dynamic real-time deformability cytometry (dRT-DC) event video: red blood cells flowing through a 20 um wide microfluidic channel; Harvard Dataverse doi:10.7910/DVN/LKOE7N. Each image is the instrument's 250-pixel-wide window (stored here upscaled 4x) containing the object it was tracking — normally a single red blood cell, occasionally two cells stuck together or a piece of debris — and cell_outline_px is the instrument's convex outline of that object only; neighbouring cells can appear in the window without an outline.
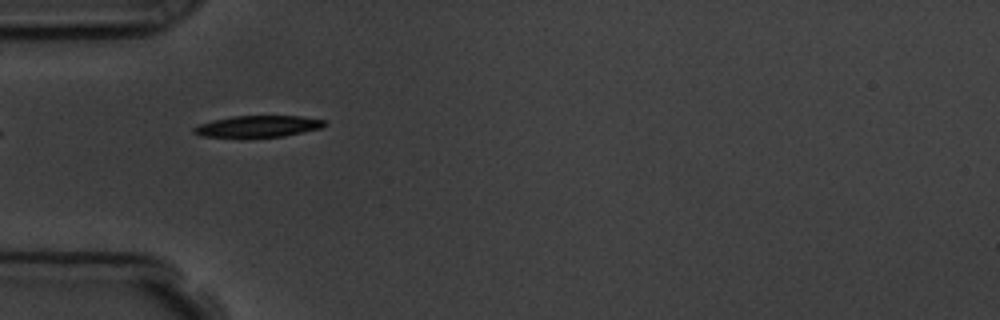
{"species": "common noctule bat (a hibernating species)", "species_latin": "Nyctalus noctula", "temperature_condition": "room temperature", "stored_images_in_passage": 4, "camera_frame_rate_fps": 3000, "um_per_image_px": 0.085, "animal": {"sex": "male", "body_mass_g": 19.5, "forearm_length_mm": 54.6}, "frame": {"image": 1, "passage_image": 3, "time_ms": 2.333, "image_size_px": [1000, 320], "cell_outline_px": [[324, 124], [320, 128], [284, 136], [248, 140], [244, 140], [200, 136], [192, 132], [192, 128], [200, 124], [212, 120], [232, 116], [300, 116], [324, 120]], "centroid_in_image_um": [21.8, 10.79], "position_along_channel_um": 63.2, "area_um2": 17.17}}